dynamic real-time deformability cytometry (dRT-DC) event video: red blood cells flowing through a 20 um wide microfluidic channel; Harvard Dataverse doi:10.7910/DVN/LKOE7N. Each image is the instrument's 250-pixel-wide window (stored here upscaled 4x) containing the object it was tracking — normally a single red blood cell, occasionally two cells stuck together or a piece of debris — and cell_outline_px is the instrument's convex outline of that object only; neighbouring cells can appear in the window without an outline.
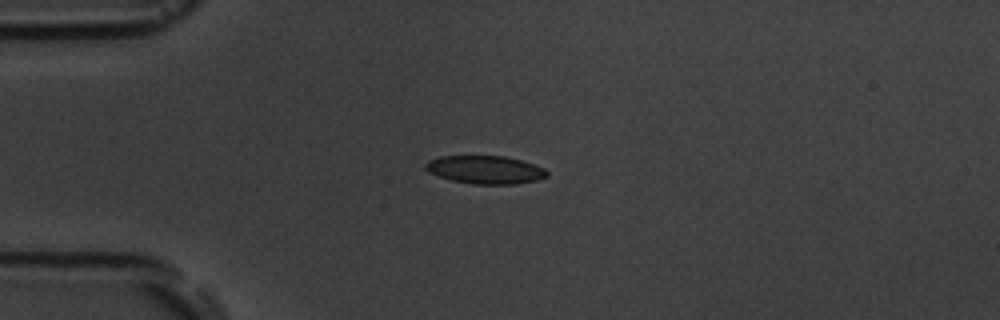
{"species": "common noctule bat (a hibernating species)", "species_latin": "Nyctalus noctula", "temperature_condition": "room temperature", "stored_images_in_passage": 2, "camera_frame_rate_fps": 3000, "um_per_image_px": 0.085, "animal": {"sex": "male", "body_mass_g": 19.5, "forearm_length_mm": 54.6}, "frame": {"image": 1, "passage_image": 2, "time_ms": 1.0, "image_size_px": [1000, 320], "cell_outline_px": [[548, 176], [536, 180], [516, 184], [472, 184], [452, 180], [428, 172], [424, 168], [424, 164], [428, 160], [440, 156], [504, 156], [520, 160], [544, 168], [548, 172]], "centroid_in_image_um": [41.22, 14.42], "position_along_channel_um": 43.8, "area_um2": 19.83}}